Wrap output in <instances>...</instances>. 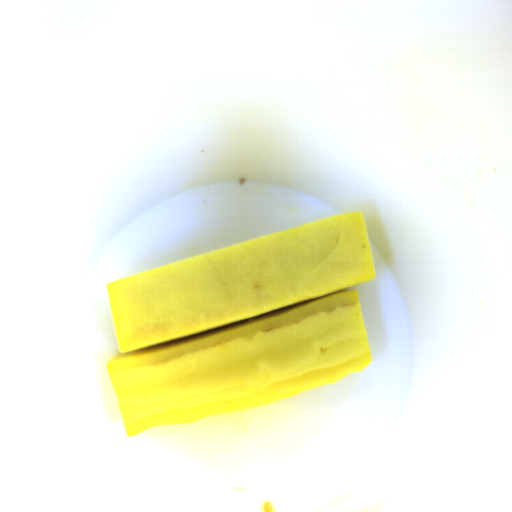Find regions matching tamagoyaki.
Masks as SVG:
<instances>
[{
  "label": "tamagoyaki",
  "mask_w": 512,
  "mask_h": 512,
  "mask_svg": "<svg viewBox=\"0 0 512 512\" xmlns=\"http://www.w3.org/2000/svg\"><path fill=\"white\" fill-rule=\"evenodd\" d=\"M362 212L332 216L105 287V364L127 437L251 408L368 368L358 291L375 280Z\"/></svg>",
  "instance_id": "1"
}]
</instances>
